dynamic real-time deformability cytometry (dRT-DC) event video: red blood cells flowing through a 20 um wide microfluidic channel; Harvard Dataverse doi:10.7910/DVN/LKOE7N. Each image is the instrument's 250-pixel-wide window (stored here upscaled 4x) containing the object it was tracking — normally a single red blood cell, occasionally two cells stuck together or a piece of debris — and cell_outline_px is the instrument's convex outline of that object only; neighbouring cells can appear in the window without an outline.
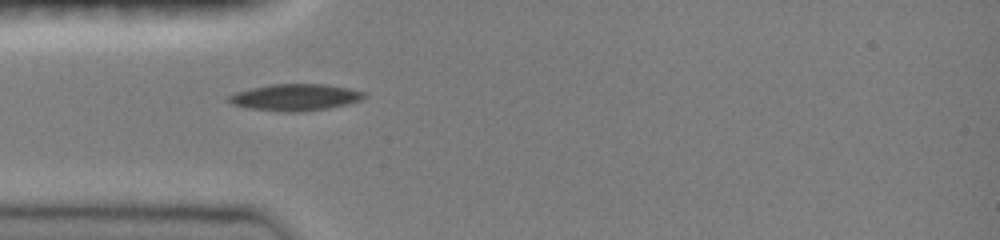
{"species": "common noctule bat (a hibernating species)", "species_latin": "Nyctalus noctula", "temperature_condition": "room temperature", "stored_images_in_passage": 34, "camera_frame_rate_fps": 3000, "um_per_image_px": 0.085, "animal": {"sex": "female", "body_mass_g": 19.0, "forearm_length_mm": 51.5}, "frame": {"image": 1, "passage_image": 1, "time_ms": 0.0, "image_size_px": [1000, 240], "cell_outline_px": [[368, 96], [360, 100], [328, 108], [300, 112], [284, 112], [248, 108], [232, 104], [228, 100], [228, 96], [236, 92], [252, 88], [272, 84], [328, 84], [348, 88], [364, 92]], "centroid_in_image_um": [25.1, 8.27], "position_along_channel_um": 59.9, "area_um2": 20.92}}
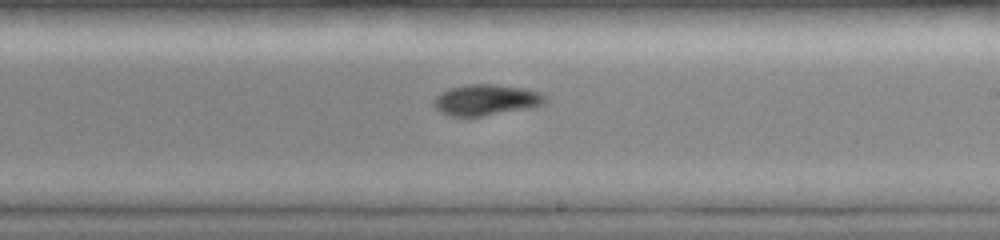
{"frame": {"image": 2, "passage_image": 15, "time_ms": 4.667, "image_size_px": [1000, 240], "cell_outline_px": [[548, 100], [544, 104], [532, 108], [484, 116], [448, 116], [440, 112], [436, 108], [436, 96], [440, 92], [448, 88], [464, 84], [496, 84], [524, 88], [540, 92], [548, 96]], "centroid_in_image_um": [41.38, 8.49], "position_along_channel_um": 247.6, "area_um2": 20.4}}
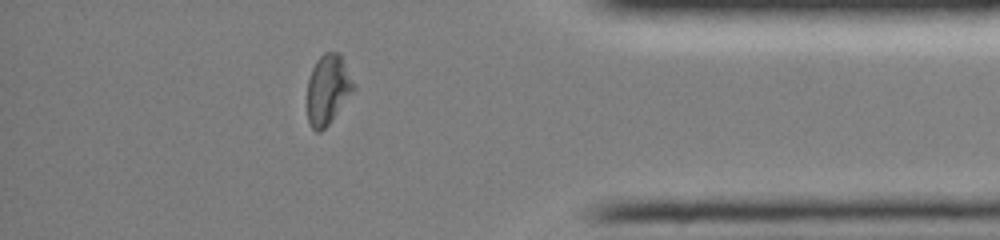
{"frame": {"image": 3, "passage_image": 28, "time_ms": 9.0, "image_size_px": [1000, 240], "cell_outline_px": [[356, 88], [328, 124], [320, 132], [316, 132], [312, 128], [308, 120], [308, 80], [312, 68], [316, 60], [324, 52], [340, 52], [356, 84]], "centroid_in_image_um": [27.89, 7.56], "position_along_channel_um": 407.3, "area_um2": 18.9}, "authors_computed_cell_mechanics": {"area_um2": 19.3919, "velocity_mm_per_s": 4.0466, "shape_relaxation_time_tau1_ms": 6.8752, "shape_relaxation_time_tau2_ms": null, "deformation_change_tau1": 0.1827, "deformation_change_tau2": null}}